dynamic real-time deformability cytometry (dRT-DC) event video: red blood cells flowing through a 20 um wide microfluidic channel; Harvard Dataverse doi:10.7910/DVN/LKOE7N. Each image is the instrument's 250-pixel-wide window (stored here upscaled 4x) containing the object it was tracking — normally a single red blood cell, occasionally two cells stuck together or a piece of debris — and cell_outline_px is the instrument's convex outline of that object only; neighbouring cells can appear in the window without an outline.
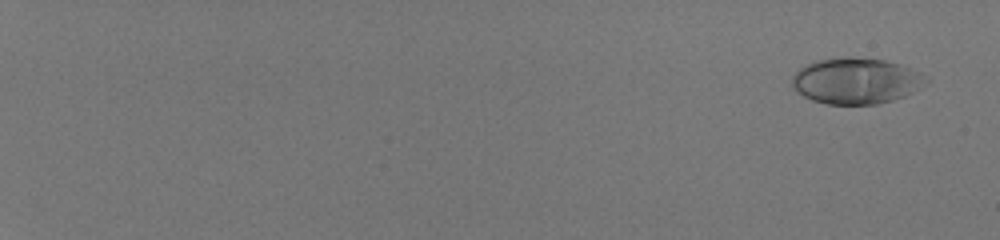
{"species": "human", "species_latin": "Homo sapiens", "temperature_condition": "room temperature", "stored_images_in_passage": 19, "camera_frame_rate_fps": 3000, "um_per_image_px": 0.085, "donor": {"sex": "male"}, "frame": {"image": 1, "passage_image": 4, "time_ms": 1.0, "image_size_px": [1000, 240], "cell_outline_px": [[928, 80], [920, 88], [904, 96], [892, 100], [876, 104], [828, 104], [812, 100], [796, 92], [792, 84], [792, 76], [804, 64], [816, 60], [848, 56], [884, 60], [900, 64], [916, 72]], "centroid_in_image_um": [72.7, 6.87], "position_along_channel_um": 12.3, "area_um2": 35.72}}